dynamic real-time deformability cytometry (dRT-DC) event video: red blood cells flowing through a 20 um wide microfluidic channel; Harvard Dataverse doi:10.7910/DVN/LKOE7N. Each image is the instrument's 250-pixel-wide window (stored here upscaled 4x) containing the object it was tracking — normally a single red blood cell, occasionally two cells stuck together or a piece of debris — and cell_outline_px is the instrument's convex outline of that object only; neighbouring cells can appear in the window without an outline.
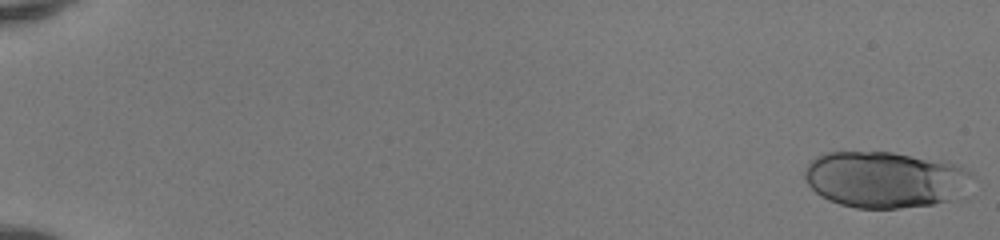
{"species": "human", "species_latin": "Homo sapiens", "temperature_condition": "room temperature", "stored_images_in_passage": 50, "segment_of_instrument_passage": [1, 2], "camera_frame_rate_fps": 3000, "um_per_image_px": 0.085, "donor": {"sex": "female"}, "frame": {"image": 1, "passage_image": 1, "time_ms": 0.0, "image_size_px": [1000, 240], "cell_outline_px": [[976, 176], [956, 200], [932, 204], [896, 208], [856, 208], [840, 204], [828, 200], [820, 196], [808, 184], [804, 176], [804, 172], [808, 160], [824, 152], [892, 152], [940, 160], [960, 164]], "centroid_in_image_um": [75.25, 15.25], "position_along_channel_um": 9.8, "area_um2": 55.66}}
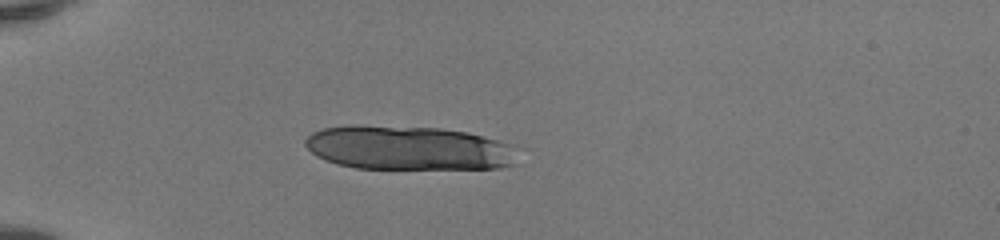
{"frame": {"image": 2, "passage_image": 16, "time_ms": 5.0, "image_size_px": [1000, 240], "cell_outline_px": [[516, 164], [500, 168], [356, 168], [336, 164], [324, 160], [316, 156], [304, 144], [304, 140], [312, 132], [324, 128], [352, 124], [360, 124], [440, 128], [468, 132], [496, 140], [508, 144]], "centroid_in_image_um": [34.6, 12.56], "position_along_channel_um": 50.4, "area_um2": 54.51}}